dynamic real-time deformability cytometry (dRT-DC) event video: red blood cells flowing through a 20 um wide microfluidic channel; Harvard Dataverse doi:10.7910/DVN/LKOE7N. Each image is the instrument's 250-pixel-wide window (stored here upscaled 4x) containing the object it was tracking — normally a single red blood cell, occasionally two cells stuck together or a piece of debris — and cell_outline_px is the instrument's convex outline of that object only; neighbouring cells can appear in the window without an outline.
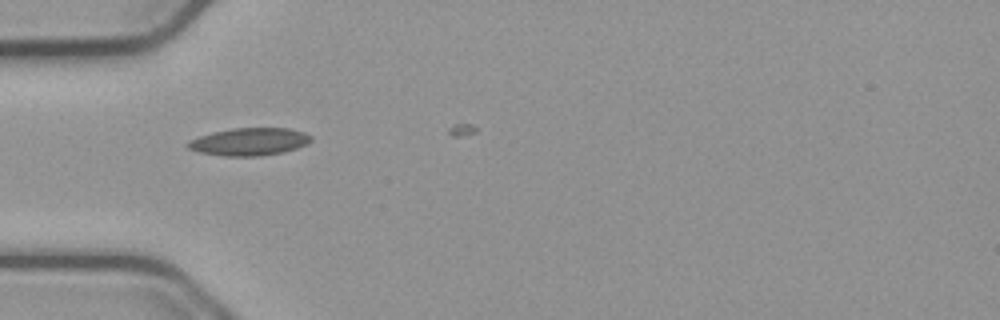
{"species": "common noctule bat (a hibernating species)", "species_latin": "Nyctalus noctula", "temperature_condition": "cold", "stored_images_in_passage": 8, "camera_frame_rate_fps": 3000, "um_per_image_px": 0.085, "animal": {"sex": "male", "body_mass_g": 23.1, "forearm_length_mm": 52.7}, "frame": {"image": 1, "passage_image": 1, "time_ms": 0.0, "image_size_px": [1000, 320], "cell_outline_px": [[312, 140], [308, 144], [284, 152], [260, 156], [224, 156], [200, 152], [188, 148], [184, 144], [188, 140], [212, 132], [232, 128], [288, 128], [304, 132], [312, 136]], "centroid_in_image_um": [21.19, 12.04], "position_along_channel_um": 63.8, "area_um2": 19.94}}